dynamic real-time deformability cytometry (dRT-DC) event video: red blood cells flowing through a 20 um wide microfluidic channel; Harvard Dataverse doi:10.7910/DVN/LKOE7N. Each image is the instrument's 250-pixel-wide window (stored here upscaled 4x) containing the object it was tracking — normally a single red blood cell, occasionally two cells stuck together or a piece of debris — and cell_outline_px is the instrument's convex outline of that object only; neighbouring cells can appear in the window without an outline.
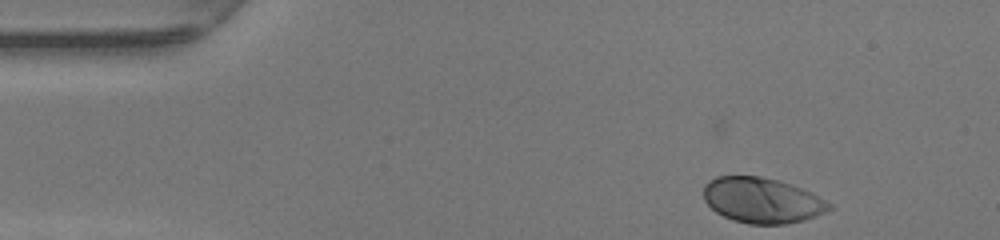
{"species": "human", "species_latin": "Homo sapiens", "temperature_condition": "warm", "stored_images_in_passage": 34, "camera_frame_rate_fps": 3000, "um_per_image_px": 0.085, "donor": {"sex": "female"}, "frame": {"image": 1, "passage_image": 1, "time_ms": 0.0, "image_size_px": [1000, 240], "cell_outline_px": [[832, 208], [828, 212], [804, 220], [784, 224], [748, 224], [732, 220], [716, 212], [704, 200], [704, 184], [708, 180], [716, 176], [760, 176], [780, 180], [812, 192], [832, 204]], "centroid_in_image_um": [64.79, 17.02], "position_along_channel_um": 20.2, "area_um2": 33.52}}
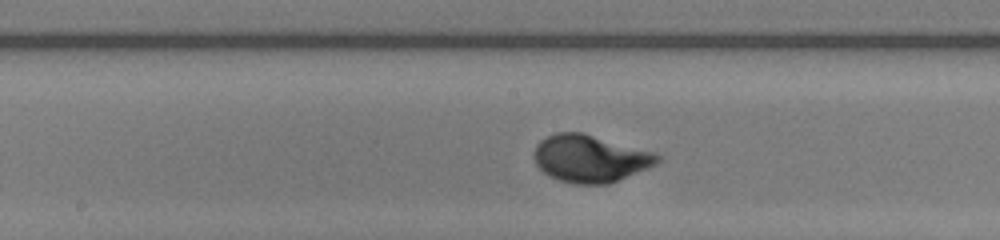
{"frame": {"image": 2, "passage_image": 20, "time_ms": 6.333, "image_size_px": [1000, 240], "cell_outline_px": [[660, 160], [656, 164], [648, 168], [608, 184], [576, 184], [560, 180], [548, 176], [536, 164], [532, 156], [536, 144], [540, 140], [556, 132], [580, 132], [652, 152], [660, 156]], "centroid_in_image_um": [50.11, 13.48], "position_along_channel_um": 198.1, "area_um2": 33.7}}
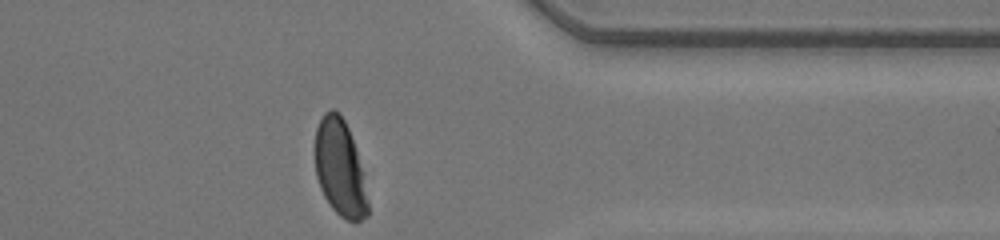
{"frame": {"image": 3, "passage_image": 34, "time_ms": 11.0, "image_size_px": [1000, 240], "cell_outline_px": [[368, 216], [360, 220], [348, 220], [340, 216], [332, 208], [324, 196], [320, 188], [316, 176], [316, 128], [324, 112], [332, 108], [340, 112], [348, 128], [364, 172], [368, 200]], "centroid_in_image_um": [28.91, 14.28], "position_along_channel_um": 382.5, "area_um2": 29.71}, "authors_computed_cell_mechanics": {"area_um2": 32.7148, "velocity_mm_per_s": 4.2193, "shape_relaxation_time_tau1_ms": 2.4075, "shape_relaxation_time_tau2_ms": null, "deformation_change_tau1": 0.1737, "deformation_change_tau2": null}}